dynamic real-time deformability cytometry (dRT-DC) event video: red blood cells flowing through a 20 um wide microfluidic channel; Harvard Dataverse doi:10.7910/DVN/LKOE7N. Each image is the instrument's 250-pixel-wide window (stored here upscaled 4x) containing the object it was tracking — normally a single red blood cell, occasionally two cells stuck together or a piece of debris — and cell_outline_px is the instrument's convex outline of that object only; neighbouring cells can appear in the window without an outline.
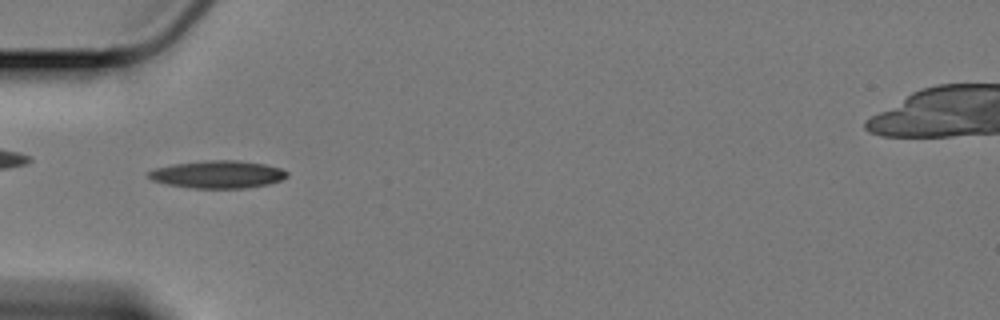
{"species": "Egyptian fruit bat (a non-hibernating species)", "species_latin": "Rousettus aegyptiacus", "temperature_condition": "cold", "stored_images_in_passage": 48, "camera_frame_rate_fps": 3000, "um_per_image_px": 0.085, "animal": {"sex": "female"}, "frame": {"image": 1, "passage_image": 8, "time_ms": 2.333, "image_size_px": [1000, 320], "cell_outline_px": [[288, 176], [280, 180], [268, 184], [244, 188], [192, 188], [168, 184], [152, 180], [148, 176], [148, 172], [152, 168], [172, 164], [204, 160], [240, 160], [264, 164], [280, 168], [288, 172]], "centroid_in_image_um": [18.49, 14.81], "position_along_channel_um": 66.5, "area_um2": 22.31}}
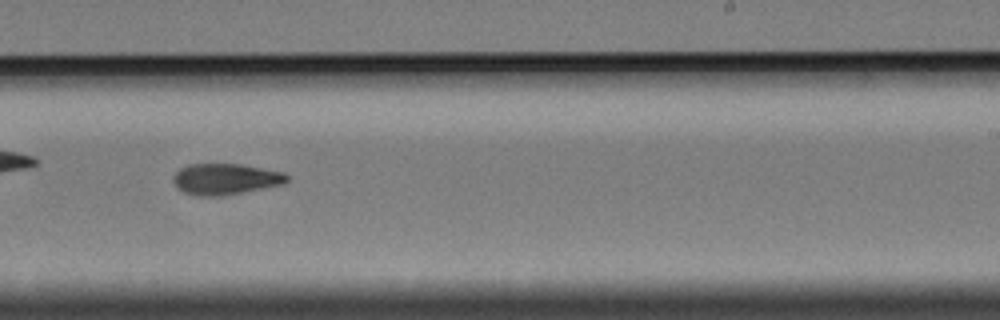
{"frame": {"image": 2, "passage_image": 26, "time_ms": 8.333, "image_size_px": [1000, 320], "cell_outline_px": [[288, 180], [284, 184], [220, 196], [200, 196], [184, 192], [172, 180], [172, 176], [180, 168], [188, 164], [240, 164], [284, 172], [288, 176]], "centroid_in_image_um": [19.16, 15.21], "position_along_channel_um": 269.8, "area_um2": 20.4}}
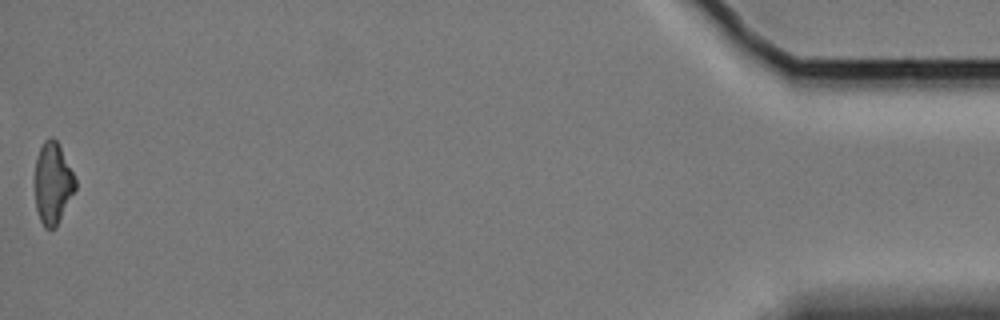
{"frame": {"image": 3, "passage_image": 48, "time_ms": 15.667, "image_size_px": [1000, 320], "cell_outline_px": [[76, 188], [56, 224], [52, 228], [44, 228], [40, 220], [36, 208], [36, 160], [40, 148], [44, 140], [52, 136], [56, 140], [76, 180]], "centroid_in_image_um": [4.48, 15.55], "position_along_channel_um": 430.7, "area_um2": 18.44}, "authors_computed_cell_mechanics": {"area_um2": 20.519, "velocity_mm_per_s": 3.3967, "shape_relaxation_time_tau1_ms": 9.6881, "shape_relaxation_time_tau2_ms": 11.0513, "deformation_change_tau1": 0.1993, "deformation_change_tau2": 0.2018}}